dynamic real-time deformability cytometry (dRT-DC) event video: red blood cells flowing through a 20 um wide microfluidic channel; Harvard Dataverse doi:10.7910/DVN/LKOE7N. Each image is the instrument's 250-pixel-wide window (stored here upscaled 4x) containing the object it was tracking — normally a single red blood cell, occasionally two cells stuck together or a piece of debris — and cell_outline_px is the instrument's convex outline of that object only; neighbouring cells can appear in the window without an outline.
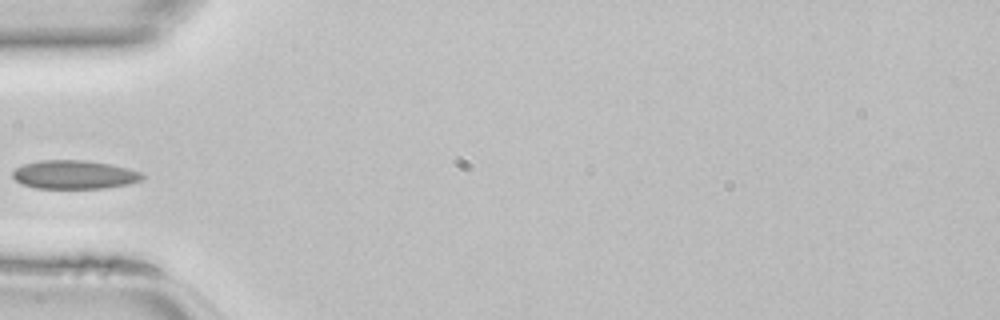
{"species": "common noctule bat (a hibernating species)", "species_latin": "Nyctalus noctula", "temperature_condition": "room temperature", "stored_images_in_passage": 31, "camera_frame_rate_fps": 3000, "um_per_image_px": 0.085, "animal": {"sex": "female", "body_mass_g": 22.7, "forearm_length_mm": 54.2}, "frame": {"image": 1, "passage_image": 1, "time_ms": 0.0, "image_size_px": [1000, 320], "cell_outline_px": [[148, 176], [140, 180], [128, 184], [104, 188], [36, 188], [24, 184], [16, 180], [12, 176], [12, 172], [16, 168], [24, 164], [40, 160], [84, 160], [108, 164], [128, 168], [140, 172]], "centroid_in_image_um": [6.33, 14.84], "position_along_channel_um": 78.7, "area_um2": 21.5}}
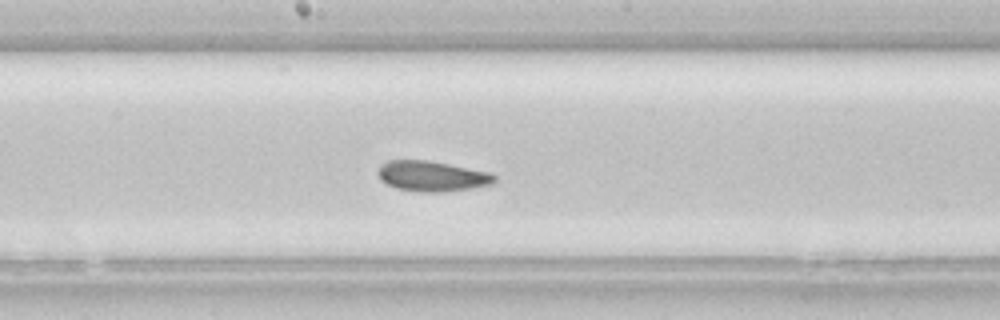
{"frame": {"image": 2, "passage_image": 10, "time_ms": 3.0, "image_size_px": [1000, 320], "cell_outline_px": [[496, 180], [492, 184], [468, 188], [440, 192], [424, 192], [396, 188], [380, 180], [376, 172], [380, 164], [388, 160], [428, 160], [492, 172], [496, 176]], "centroid_in_image_um": [36.7, 14.95], "position_along_channel_um": 211.5, "area_um2": 20.69}}